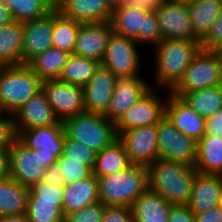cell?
<instances>
[{
    "label": "cell",
    "instance_id": "obj_11",
    "mask_svg": "<svg viewBox=\"0 0 222 222\" xmlns=\"http://www.w3.org/2000/svg\"><path fill=\"white\" fill-rule=\"evenodd\" d=\"M157 136L159 159L195 165L197 142L181 133L166 117L158 123Z\"/></svg>",
    "mask_w": 222,
    "mask_h": 222
},
{
    "label": "cell",
    "instance_id": "obj_20",
    "mask_svg": "<svg viewBox=\"0 0 222 222\" xmlns=\"http://www.w3.org/2000/svg\"><path fill=\"white\" fill-rule=\"evenodd\" d=\"M55 9L81 24L111 21L113 11L107 0H61Z\"/></svg>",
    "mask_w": 222,
    "mask_h": 222
},
{
    "label": "cell",
    "instance_id": "obj_9",
    "mask_svg": "<svg viewBox=\"0 0 222 222\" xmlns=\"http://www.w3.org/2000/svg\"><path fill=\"white\" fill-rule=\"evenodd\" d=\"M139 46L135 40L113 32L101 65L118 78L139 76L143 65Z\"/></svg>",
    "mask_w": 222,
    "mask_h": 222
},
{
    "label": "cell",
    "instance_id": "obj_33",
    "mask_svg": "<svg viewBox=\"0 0 222 222\" xmlns=\"http://www.w3.org/2000/svg\"><path fill=\"white\" fill-rule=\"evenodd\" d=\"M100 65L98 60L70 54L59 80L84 87Z\"/></svg>",
    "mask_w": 222,
    "mask_h": 222
},
{
    "label": "cell",
    "instance_id": "obj_12",
    "mask_svg": "<svg viewBox=\"0 0 222 222\" xmlns=\"http://www.w3.org/2000/svg\"><path fill=\"white\" fill-rule=\"evenodd\" d=\"M158 124L124 130L118 139L124 144L129 162L148 166L159 159Z\"/></svg>",
    "mask_w": 222,
    "mask_h": 222
},
{
    "label": "cell",
    "instance_id": "obj_34",
    "mask_svg": "<svg viewBox=\"0 0 222 222\" xmlns=\"http://www.w3.org/2000/svg\"><path fill=\"white\" fill-rule=\"evenodd\" d=\"M79 22L61 15L53 10L52 45L69 54H74L77 34L80 28Z\"/></svg>",
    "mask_w": 222,
    "mask_h": 222
},
{
    "label": "cell",
    "instance_id": "obj_43",
    "mask_svg": "<svg viewBox=\"0 0 222 222\" xmlns=\"http://www.w3.org/2000/svg\"><path fill=\"white\" fill-rule=\"evenodd\" d=\"M101 222H134L131 207L106 206Z\"/></svg>",
    "mask_w": 222,
    "mask_h": 222
},
{
    "label": "cell",
    "instance_id": "obj_44",
    "mask_svg": "<svg viewBox=\"0 0 222 222\" xmlns=\"http://www.w3.org/2000/svg\"><path fill=\"white\" fill-rule=\"evenodd\" d=\"M168 222H195V217L188 205H172Z\"/></svg>",
    "mask_w": 222,
    "mask_h": 222
},
{
    "label": "cell",
    "instance_id": "obj_41",
    "mask_svg": "<svg viewBox=\"0 0 222 222\" xmlns=\"http://www.w3.org/2000/svg\"><path fill=\"white\" fill-rule=\"evenodd\" d=\"M17 139L13 114L0 111V147H10Z\"/></svg>",
    "mask_w": 222,
    "mask_h": 222
},
{
    "label": "cell",
    "instance_id": "obj_31",
    "mask_svg": "<svg viewBox=\"0 0 222 222\" xmlns=\"http://www.w3.org/2000/svg\"><path fill=\"white\" fill-rule=\"evenodd\" d=\"M130 164L124 144L117 139L109 147L97 152L93 174L104 177L123 170Z\"/></svg>",
    "mask_w": 222,
    "mask_h": 222
},
{
    "label": "cell",
    "instance_id": "obj_37",
    "mask_svg": "<svg viewBox=\"0 0 222 222\" xmlns=\"http://www.w3.org/2000/svg\"><path fill=\"white\" fill-rule=\"evenodd\" d=\"M97 152L83 143L64 137L63 154L60 157H68V160L84 161L92 170L95 165Z\"/></svg>",
    "mask_w": 222,
    "mask_h": 222
},
{
    "label": "cell",
    "instance_id": "obj_52",
    "mask_svg": "<svg viewBox=\"0 0 222 222\" xmlns=\"http://www.w3.org/2000/svg\"><path fill=\"white\" fill-rule=\"evenodd\" d=\"M122 1L123 0H107V2L111 5L112 8L121 5Z\"/></svg>",
    "mask_w": 222,
    "mask_h": 222
},
{
    "label": "cell",
    "instance_id": "obj_35",
    "mask_svg": "<svg viewBox=\"0 0 222 222\" xmlns=\"http://www.w3.org/2000/svg\"><path fill=\"white\" fill-rule=\"evenodd\" d=\"M15 21L42 18L55 9L49 0H3Z\"/></svg>",
    "mask_w": 222,
    "mask_h": 222
},
{
    "label": "cell",
    "instance_id": "obj_40",
    "mask_svg": "<svg viewBox=\"0 0 222 222\" xmlns=\"http://www.w3.org/2000/svg\"><path fill=\"white\" fill-rule=\"evenodd\" d=\"M106 205L101 202L68 214L65 222H101Z\"/></svg>",
    "mask_w": 222,
    "mask_h": 222
},
{
    "label": "cell",
    "instance_id": "obj_26",
    "mask_svg": "<svg viewBox=\"0 0 222 222\" xmlns=\"http://www.w3.org/2000/svg\"><path fill=\"white\" fill-rule=\"evenodd\" d=\"M172 204L160 194L147 189L131 205L134 222H168Z\"/></svg>",
    "mask_w": 222,
    "mask_h": 222
},
{
    "label": "cell",
    "instance_id": "obj_16",
    "mask_svg": "<svg viewBox=\"0 0 222 222\" xmlns=\"http://www.w3.org/2000/svg\"><path fill=\"white\" fill-rule=\"evenodd\" d=\"M112 33L110 21L80 24L74 54L101 62Z\"/></svg>",
    "mask_w": 222,
    "mask_h": 222
},
{
    "label": "cell",
    "instance_id": "obj_14",
    "mask_svg": "<svg viewBox=\"0 0 222 222\" xmlns=\"http://www.w3.org/2000/svg\"><path fill=\"white\" fill-rule=\"evenodd\" d=\"M42 90L61 122L85 112L82 86L73 85L59 79H49L43 81Z\"/></svg>",
    "mask_w": 222,
    "mask_h": 222
},
{
    "label": "cell",
    "instance_id": "obj_13",
    "mask_svg": "<svg viewBox=\"0 0 222 222\" xmlns=\"http://www.w3.org/2000/svg\"><path fill=\"white\" fill-rule=\"evenodd\" d=\"M157 16L162 39L201 41L195 34L187 3L164 0L153 9Z\"/></svg>",
    "mask_w": 222,
    "mask_h": 222
},
{
    "label": "cell",
    "instance_id": "obj_47",
    "mask_svg": "<svg viewBox=\"0 0 222 222\" xmlns=\"http://www.w3.org/2000/svg\"><path fill=\"white\" fill-rule=\"evenodd\" d=\"M195 222H222V207L216 206L210 210L195 214Z\"/></svg>",
    "mask_w": 222,
    "mask_h": 222
},
{
    "label": "cell",
    "instance_id": "obj_48",
    "mask_svg": "<svg viewBox=\"0 0 222 222\" xmlns=\"http://www.w3.org/2000/svg\"><path fill=\"white\" fill-rule=\"evenodd\" d=\"M10 147H0V180L10 177Z\"/></svg>",
    "mask_w": 222,
    "mask_h": 222
},
{
    "label": "cell",
    "instance_id": "obj_17",
    "mask_svg": "<svg viewBox=\"0 0 222 222\" xmlns=\"http://www.w3.org/2000/svg\"><path fill=\"white\" fill-rule=\"evenodd\" d=\"M118 77L102 65L83 87L84 109L88 113L104 115L113 96Z\"/></svg>",
    "mask_w": 222,
    "mask_h": 222
},
{
    "label": "cell",
    "instance_id": "obj_38",
    "mask_svg": "<svg viewBox=\"0 0 222 222\" xmlns=\"http://www.w3.org/2000/svg\"><path fill=\"white\" fill-rule=\"evenodd\" d=\"M64 189L41 180L29 187L28 202H63Z\"/></svg>",
    "mask_w": 222,
    "mask_h": 222
},
{
    "label": "cell",
    "instance_id": "obj_27",
    "mask_svg": "<svg viewBox=\"0 0 222 222\" xmlns=\"http://www.w3.org/2000/svg\"><path fill=\"white\" fill-rule=\"evenodd\" d=\"M196 170L201 174L222 175V137L204 134L197 142Z\"/></svg>",
    "mask_w": 222,
    "mask_h": 222
},
{
    "label": "cell",
    "instance_id": "obj_25",
    "mask_svg": "<svg viewBox=\"0 0 222 222\" xmlns=\"http://www.w3.org/2000/svg\"><path fill=\"white\" fill-rule=\"evenodd\" d=\"M23 22L0 26V66L23 65Z\"/></svg>",
    "mask_w": 222,
    "mask_h": 222
},
{
    "label": "cell",
    "instance_id": "obj_5",
    "mask_svg": "<svg viewBox=\"0 0 222 222\" xmlns=\"http://www.w3.org/2000/svg\"><path fill=\"white\" fill-rule=\"evenodd\" d=\"M42 84L27 64L0 66V111L14 114L42 91Z\"/></svg>",
    "mask_w": 222,
    "mask_h": 222
},
{
    "label": "cell",
    "instance_id": "obj_32",
    "mask_svg": "<svg viewBox=\"0 0 222 222\" xmlns=\"http://www.w3.org/2000/svg\"><path fill=\"white\" fill-rule=\"evenodd\" d=\"M69 53L51 47L44 53L33 57L27 65L42 80L59 79Z\"/></svg>",
    "mask_w": 222,
    "mask_h": 222
},
{
    "label": "cell",
    "instance_id": "obj_50",
    "mask_svg": "<svg viewBox=\"0 0 222 222\" xmlns=\"http://www.w3.org/2000/svg\"><path fill=\"white\" fill-rule=\"evenodd\" d=\"M14 21L11 11L8 9L7 4L0 0V26L9 24Z\"/></svg>",
    "mask_w": 222,
    "mask_h": 222
},
{
    "label": "cell",
    "instance_id": "obj_22",
    "mask_svg": "<svg viewBox=\"0 0 222 222\" xmlns=\"http://www.w3.org/2000/svg\"><path fill=\"white\" fill-rule=\"evenodd\" d=\"M221 191L222 175L198 173L187 205L194 215L206 212L219 206Z\"/></svg>",
    "mask_w": 222,
    "mask_h": 222
},
{
    "label": "cell",
    "instance_id": "obj_45",
    "mask_svg": "<svg viewBox=\"0 0 222 222\" xmlns=\"http://www.w3.org/2000/svg\"><path fill=\"white\" fill-rule=\"evenodd\" d=\"M205 134L222 137V109L205 119Z\"/></svg>",
    "mask_w": 222,
    "mask_h": 222
},
{
    "label": "cell",
    "instance_id": "obj_6",
    "mask_svg": "<svg viewBox=\"0 0 222 222\" xmlns=\"http://www.w3.org/2000/svg\"><path fill=\"white\" fill-rule=\"evenodd\" d=\"M67 138L83 143L96 152L118 139L115 123L98 113L83 112L62 121Z\"/></svg>",
    "mask_w": 222,
    "mask_h": 222
},
{
    "label": "cell",
    "instance_id": "obj_53",
    "mask_svg": "<svg viewBox=\"0 0 222 222\" xmlns=\"http://www.w3.org/2000/svg\"><path fill=\"white\" fill-rule=\"evenodd\" d=\"M167 1H171V2H178V3H189L191 2L192 0H167Z\"/></svg>",
    "mask_w": 222,
    "mask_h": 222
},
{
    "label": "cell",
    "instance_id": "obj_51",
    "mask_svg": "<svg viewBox=\"0 0 222 222\" xmlns=\"http://www.w3.org/2000/svg\"><path fill=\"white\" fill-rule=\"evenodd\" d=\"M0 222H30L26 213L0 216Z\"/></svg>",
    "mask_w": 222,
    "mask_h": 222
},
{
    "label": "cell",
    "instance_id": "obj_46",
    "mask_svg": "<svg viewBox=\"0 0 222 222\" xmlns=\"http://www.w3.org/2000/svg\"><path fill=\"white\" fill-rule=\"evenodd\" d=\"M43 180L49 182L51 185H56L57 187H64L66 184L63 174L58 170L57 164L50 165L46 169Z\"/></svg>",
    "mask_w": 222,
    "mask_h": 222
},
{
    "label": "cell",
    "instance_id": "obj_49",
    "mask_svg": "<svg viewBox=\"0 0 222 222\" xmlns=\"http://www.w3.org/2000/svg\"><path fill=\"white\" fill-rule=\"evenodd\" d=\"M164 0H123L122 5L124 6H136L142 5L150 9L156 8Z\"/></svg>",
    "mask_w": 222,
    "mask_h": 222
},
{
    "label": "cell",
    "instance_id": "obj_8",
    "mask_svg": "<svg viewBox=\"0 0 222 222\" xmlns=\"http://www.w3.org/2000/svg\"><path fill=\"white\" fill-rule=\"evenodd\" d=\"M58 157L51 151L30 149L17 139L10 146V177L30 187L43 180L46 169L56 164Z\"/></svg>",
    "mask_w": 222,
    "mask_h": 222
},
{
    "label": "cell",
    "instance_id": "obj_15",
    "mask_svg": "<svg viewBox=\"0 0 222 222\" xmlns=\"http://www.w3.org/2000/svg\"><path fill=\"white\" fill-rule=\"evenodd\" d=\"M151 85L142 75L119 77L104 116L116 123L133 104L152 88Z\"/></svg>",
    "mask_w": 222,
    "mask_h": 222
},
{
    "label": "cell",
    "instance_id": "obj_4",
    "mask_svg": "<svg viewBox=\"0 0 222 222\" xmlns=\"http://www.w3.org/2000/svg\"><path fill=\"white\" fill-rule=\"evenodd\" d=\"M110 22L114 33L131 38L139 45L150 44L151 48L161 41L157 16L155 11L148 7L122 4L115 6Z\"/></svg>",
    "mask_w": 222,
    "mask_h": 222
},
{
    "label": "cell",
    "instance_id": "obj_3",
    "mask_svg": "<svg viewBox=\"0 0 222 222\" xmlns=\"http://www.w3.org/2000/svg\"><path fill=\"white\" fill-rule=\"evenodd\" d=\"M98 196L106 206L131 207L148 189V169L140 164H130L111 175L97 177Z\"/></svg>",
    "mask_w": 222,
    "mask_h": 222
},
{
    "label": "cell",
    "instance_id": "obj_29",
    "mask_svg": "<svg viewBox=\"0 0 222 222\" xmlns=\"http://www.w3.org/2000/svg\"><path fill=\"white\" fill-rule=\"evenodd\" d=\"M179 98L205 119L222 109L221 85L190 91L182 94Z\"/></svg>",
    "mask_w": 222,
    "mask_h": 222
},
{
    "label": "cell",
    "instance_id": "obj_36",
    "mask_svg": "<svg viewBox=\"0 0 222 222\" xmlns=\"http://www.w3.org/2000/svg\"><path fill=\"white\" fill-rule=\"evenodd\" d=\"M63 202H28L26 215L30 222H65Z\"/></svg>",
    "mask_w": 222,
    "mask_h": 222
},
{
    "label": "cell",
    "instance_id": "obj_55",
    "mask_svg": "<svg viewBox=\"0 0 222 222\" xmlns=\"http://www.w3.org/2000/svg\"><path fill=\"white\" fill-rule=\"evenodd\" d=\"M219 205L222 207V191H221L220 204Z\"/></svg>",
    "mask_w": 222,
    "mask_h": 222
},
{
    "label": "cell",
    "instance_id": "obj_28",
    "mask_svg": "<svg viewBox=\"0 0 222 222\" xmlns=\"http://www.w3.org/2000/svg\"><path fill=\"white\" fill-rule=\"evenodd\" d=\"M29 187L12 177L0 180V216L26 213Z\"/></svg>",
    "mask_w": 222,
    "mask_h": 222
},
{
    "label": "cell",
    "instance_id": "obj_39",
    "mask_svg": "<svg viewBox=\"0 0 222 222\" xmlns=\"http://www.w3.org/2000/svg\"><path fill=\"white\" fill-rule=\"evenodd\" d=\"M58 170L63 174L66 184L90 177L93 170L84 164V161L68 160V157H59L56 162Z\"/></svg>",
    "mask_w": 222,
    "mask_h": 222
},
{
    "label": "cell",
    "instance_id": "obj_2",
    "mask_svg": "<svg viewBox=\"0 0 222 222\" xmlns=\"http://www.w3.org/2000/svg\"><path fill=\"white\" fill-rule=\"evenodd\" d=\"M154 88L170 90L202 49L201 41L162 39L154 46ZM156 57V58H155Z\"/></svg>",
    "mask_w": 222,
    "mask_h": 222
},
{
    "label": "cell",
    "instance_id": "obj_1",
    "mask_svg": "<svg viewBox=\"0 0 222 222\" xmlns=\"http://www.w3.org/2000/svg\"><path fill=\"white\" fill-rule=\"evenodd\" d=\"M148 189L160 194L172 205L189 203L196 175L195 166L157 159L147 166Z\"/></svg>",
    "mask_w": 222,
    "mask_h": 222
},
{
    "label": "cell",
    "instance_id": "obj_21",
    "mask_svg": "<svg viewBox=\"0 0 222 222\" xmlns=\"http://www.w3.org/2000/svg\"><path fill=\"white\" fill-rule=\"evenodd\" d=\"M165 117L171 121L181 133L193 138L196 142L205 134V118L198 115L179 97L171 94L168 95Z\"/></svg>",
    "mask_w": 222,
    "mask_h": 222
},
{
    "label": "cell",
    "instance_id": "obj_23",
    "mask_svg": "<svg viewBox=\"0 0 222 222\" xmlns=\"http://www.w3.org/2000/svg\"><path fill=\"white\" fill-rule=\"evenodd\" d=\"M62 212L64 217L87 206L100 202L98 179L92 174L82 180L65 184Z\"/></svg>",
    "mask_w": 222,
    "mask_h": 222
},
{
    "label": "cell",
    "instance_id": "obj_7",
    "mask_svg": "<svg viewBox=\"0 0 222 222\" xmlns=\"http://www.w3.org/2000/svg\"><path fill=\"white\" fill-rule=\"evenodd\" d=\"M221 81L222 51L201 49L169 93L180 97L190 91L219 86Z\"/></svg>",
    "mask_w": 222,
    "mask_h": 222
},
{
    "label": "cell",
    "instance_id": "obj_54",
    "mask_svg": "<svg viewBox=\"0 0 222 222\" xmlns=\"http://www.w3.org/2000/svg\"><path fill=\"white\" fill-rule=\"evenodd\" d=\"M61 0H49L50 3H52V5L54 7H56V5L60 2Z\"/></svg>",
    "mask_w": 222,
    "mask_h": 222
},
{
    "label": "cell",
    "instance_id": "obj_18",
    "mask_svg": "<svg viewBox=\"0 0 222 222\" xmlns=\"http://www.w3.org/2000/svg\"><path fill=\"white\" fill-rule=\"evenodd\" d=\"M15 128L19 135L23 130L62 124L55 115L46 94L39 92L23 104L14 114Z\"/></svg>",
    "mask_w": 222,
    "mask_h": 222
},
{
    "label": "cell",
    "instance_id": "obj_19",
    "mask_svg": "<svg viewBox=\"0 0 222 222\" xmlns=\"http://www.w3.org/2000/svg\"><path fill=\"white\" fill-rule=\"evenodd\" d=\"M52 30L53 11L42 18L23 22L24 64H27L36 55L53 47Z\"/></svg>",
    "mask_w": 222,
    "mask_h": 222
},
{
    "label": "cell",
    "instance_id": "obj_42",
    "mask_svg": "<svg viewBox=\"0 0 222 222\" xmlns=\"http://www.w3.org/2000/svg\"><path fill=\"white\" fill-rule=\"evenodd\" d=\"M204 50L220 51L222 49V11L214 20L207 35L201 40Z\"/></svg>",
    "mask_w": 222,
    "mask_h": 222
},
{
    "label": "cell",
    "instance_id": "obj_24",
    "mask_svg": "<svg viewBox=\"0 0 222 222\" xmlns=\"http://www.w3.org/2000/svg\"><path fill=\"white\" fill-rule=\"evenodd\" d=\"M64 129L62 124L23 130L18 139L30 149L53 152L58 158L63 154Z\"/></svg>",
    "mask_w": 222,
    "mask_h": 222
},
{
    "label": "cell",
    "instance_id": "obj_10",
    "mask_svg": "<svg viewBox=\"0 0 222 222\" xmlns=\"http://www.w3.org/2000/svg\"><path fill=\"white\" fill-rule=\"evenodd\" d=\"M159 88L152 87L141 99L133 104L115 123L117 136L124 130L135 127L158 124L165 117V108L168 100V93L164 98ZM160 93V94H159Z\"/></svg>",
    "mask_w": 222,
    "mask_h": 222
},
{
    "label": "cell",
    "instance_id": "obj_30",
    "mask_svg": "<svg viewBox=\"0 0 222 222\" xmlns=\"http://www.w3.org/2000/svg\"><path fill=\"white\" fill-rule=\"evenodd\" d=\"M188 11L192 28L202 40L222 11V0H192L188 3Z\"/></svg>",
    "mask_w": 222,
    "mask_h": 222
}]
</instances>
